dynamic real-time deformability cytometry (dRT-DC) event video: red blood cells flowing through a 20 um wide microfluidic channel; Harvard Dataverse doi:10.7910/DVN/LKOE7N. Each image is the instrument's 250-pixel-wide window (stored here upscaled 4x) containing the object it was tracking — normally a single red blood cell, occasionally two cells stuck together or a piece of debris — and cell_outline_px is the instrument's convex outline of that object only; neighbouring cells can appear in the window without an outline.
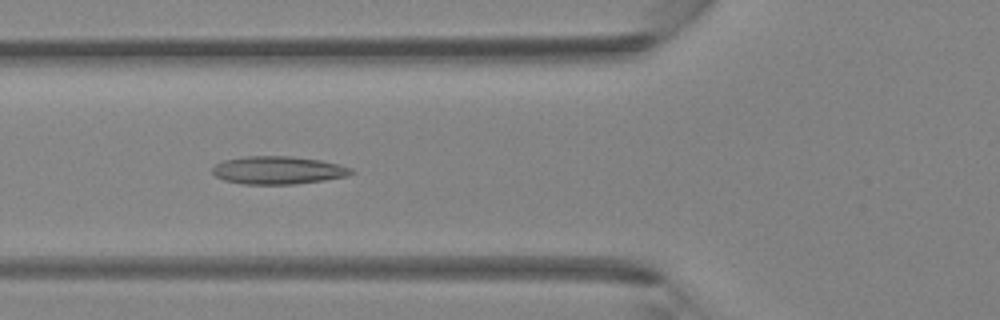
{"species": "Egyptian fruit bat (a non-hibernating species)", "species_latin": "Rousettus aegyptiacus", "temperature_condition": "room temperature", "stored_images_in_passage": 45, "camera_frame_rate_fps": 3000, "um_per_image_px": 0.085, "animal": {"sex": "female"}, "frame": {"image": 1, "passage_image": 17, "time_ms": 5.333, "image_size_px": [1000, 320], "cell_outline_px": [[356, 172], [348, 176], [324, 180], [296, 184], [240, 184], [224, 180], [216, 176], [212, 172], [212, 168], [216, 164], [224, 160], [248, 156], [292, 156], [320, 160], [340, 164], [352, 168]], "centroid_in_image_um": [23.67, 14.47], "position_along_channel_um": 102.1, "area_um2": 22.72}}
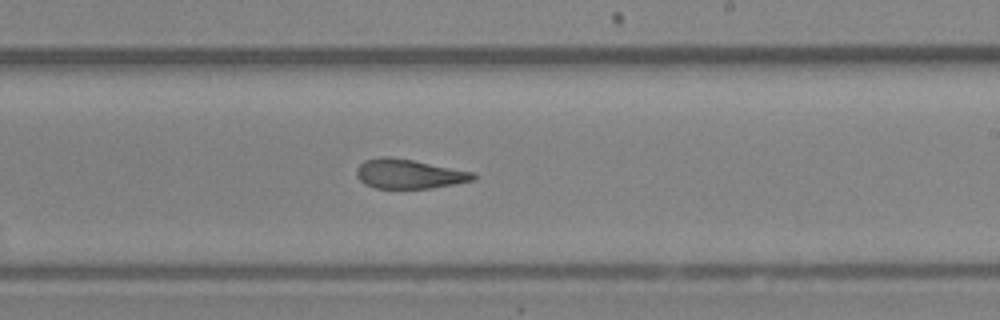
{"frame": {"image": 2, "passage_image": 27, "time_ms": 8.667, "image_size_px": [1000, 320], "cell_outline_px": [[476, 176], [472, 180], [432, 188], [376, 188], [364, 184], [356, 176], [356, 168], [364, 160], [380, 156], [388, 156], [412, 160], [476, 172]], "centroid_in_image_um": [34.72, 14.77], "position_along_channel_um": 254.3, "area_um2": 20.0}}
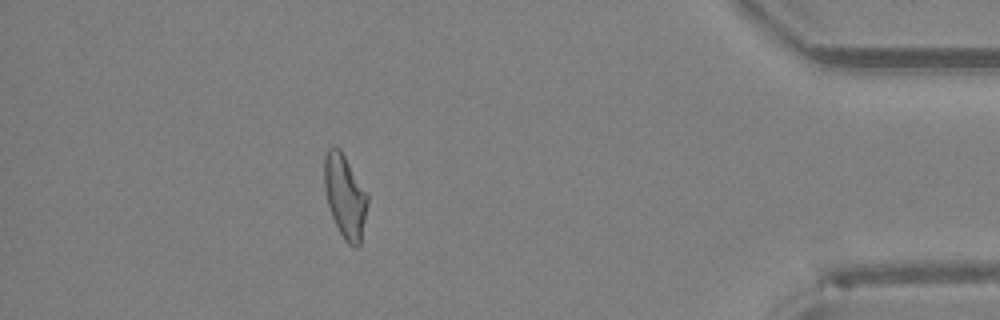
{"frame": {"image": 3, "passage_image": 40, "time_ms": 13.0, "image_size_px": [1000, 320], "cell_outline_px": [[368, 204], [360, 244], [356, 248], [352, 248], [344, 240], [332, 216], [328, 204], [324, 188], [324, 156], [328, 148], [340, 148], [368, 196]], "centroid_in_image_um": [29.32, 16.71], "position_along_channel_um": 405.9, "area_um2": 20.81}}